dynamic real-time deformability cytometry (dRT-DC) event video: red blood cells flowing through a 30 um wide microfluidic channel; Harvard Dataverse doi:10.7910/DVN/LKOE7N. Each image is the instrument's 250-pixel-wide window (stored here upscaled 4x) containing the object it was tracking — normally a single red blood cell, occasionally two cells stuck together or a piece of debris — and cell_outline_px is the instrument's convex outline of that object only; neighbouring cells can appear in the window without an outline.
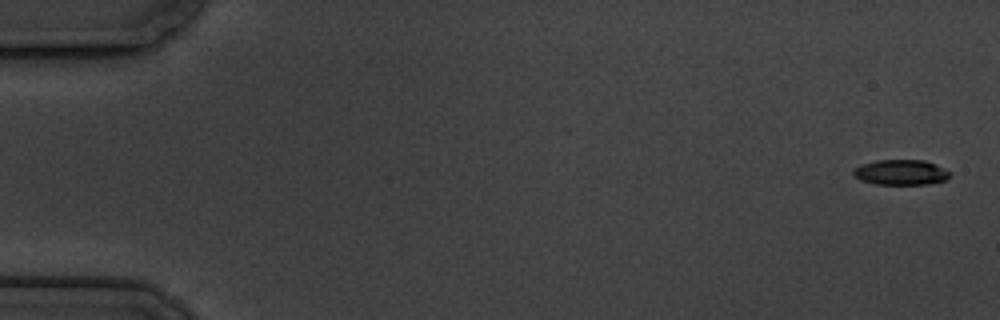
{"species": "common noctule bat (a hibernating species)", "species_latin": "Nyctalus noctula", "temperature_condition": "cold", "stored_images_in_passage": 6, "camera_frame_rate_fps": 3000, "um_per_image_px": 0.085, "animal": {"sex": "male", "body_mass_g": 19.5, "forearm_length_mm": 54.6}, "frame": {"image": 1, "passage_image": 1, "time_ms": 0.0, "image_size_px": [1000, 320], "cell_outline_px": [[952, 172], [944, 180], [928, 184], [876, 184], [860, 180], [852, 176], [852, 172], [860, 164], [876, 160], [924, 160], [936, 164]], "centroid_in_image_um": [76.55, 14.64], "position_along_channel_um": 8.5, "area_um2": 14.28}}
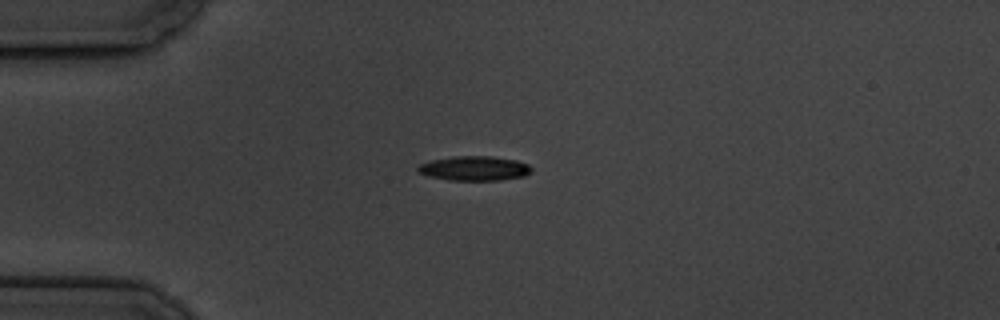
{"frame": {"image": 2, "passage_image": 4, "time_ms": 4.667, "image_size_px": [1000, 320], "cell_outline_px": [[532, 172], [524, 176], [500, 180], [448, 180], [428, 176], [420, 172], [416, 168], [420, 164], [432, 160], [452, 156], [492, 156], [516, 160], [528, 164], [532, 168]], "centroid_in_image_um": [40.34, 14.31], "position_along_channel_um": 44.7, "area_um2": 16.24}}